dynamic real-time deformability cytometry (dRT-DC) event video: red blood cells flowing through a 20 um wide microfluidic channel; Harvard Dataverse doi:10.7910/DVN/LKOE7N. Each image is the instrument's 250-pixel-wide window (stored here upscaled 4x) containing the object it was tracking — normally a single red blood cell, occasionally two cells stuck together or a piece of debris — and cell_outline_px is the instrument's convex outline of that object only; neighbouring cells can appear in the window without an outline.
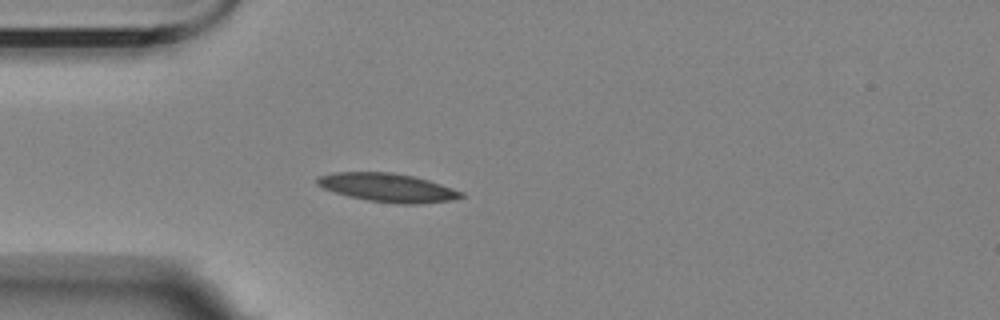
{"species": "Egyptian fruit bat (a non-hibernating species)", "species_latin": "Rousettus aegyptiacus", "temperature_condition": "room temperature", "stored_images_in_passage": 3, "camera_frame_rate_fps": 3000, "um_per_image_px": 0.085, "animal": {"sex": "female"}, "frame": {"image": 1, "passage_image": 3, "time_ms": 4.0, "image_size_px": [1000, 320], "cell_outline_px": [[464, 196], [452, 200], [420, 204], [404, 204], [368, 200], [348, 196], [324, 188], [316, 184], [316, 180], [320, 176], [336, 172], [392, 172], [412, 176], [428, 180], [464, 192]], "centroid_in_image_um": [32.97, 15.94], "position_along_channel_um": 52.0, "area_um2": 23.7}}